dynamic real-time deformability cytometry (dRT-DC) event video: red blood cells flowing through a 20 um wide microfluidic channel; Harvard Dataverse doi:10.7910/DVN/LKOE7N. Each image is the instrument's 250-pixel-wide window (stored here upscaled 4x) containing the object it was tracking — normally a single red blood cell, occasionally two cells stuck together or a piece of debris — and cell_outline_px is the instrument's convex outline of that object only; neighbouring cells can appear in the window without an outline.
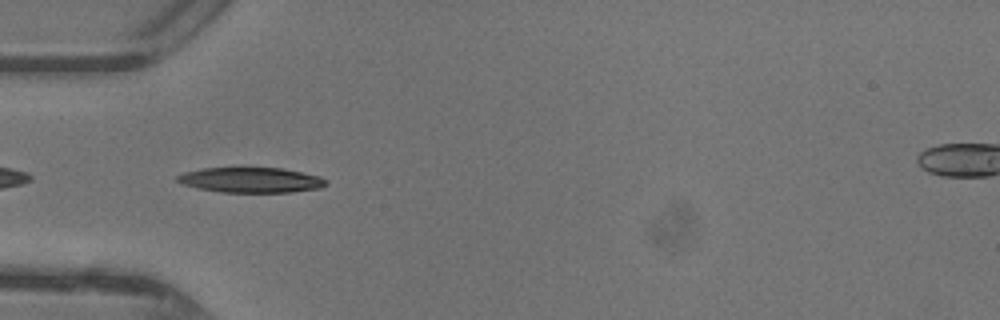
{"species": "common noctule bat (a hibernating species)", "species_latin": "Nyctalus noctula", "temperature_condition": "warm", "stored_images_in_passage": 34, "camera_frame_rate_fps": 3000, "um_per_image_px": 0.085, "animal": {"sex": "female"}, "frame": {"image": 1, "passage_image": 2, "time_ms": 0.333, "image_size_px": [1000, 320], "cell_outline_px": [[328, 184], [320, 188], [292, 192], [220, 192], [200, 188], [184, 184], [176, 180], [176, 176], [184, 172], [200, 168], [284, 168], [320, 176], [328, 180]], "centroid_in_image_um": [21.37, 15.29], "position_along_channel_um": 63.6, "area_um2": 21.85}}
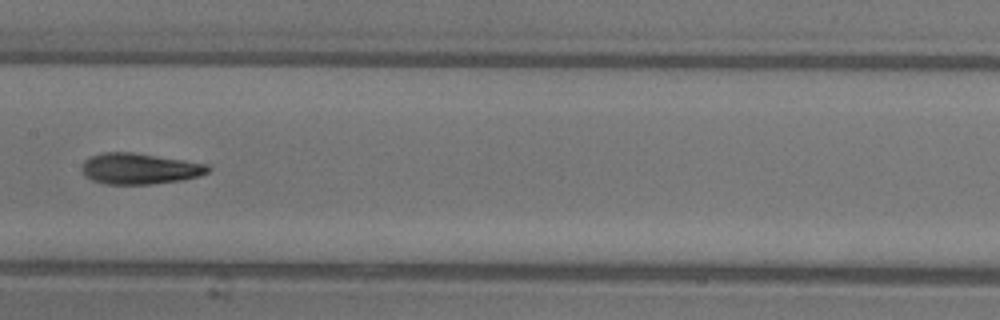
{"frame": {"image": 2, "passage_image": 11, "time_ms": 3.333, "image_size_px": [1000, 320], "cell_outline_px": [[212, 168], [208, 172], [196, 176], [180, 180], [152, 184], [104, 184], [92, 180], [84, 176], [80, 168], [84, 160], [88, 156], [104, 152], [132, 152], [184, 160], [208, 164]], "centroid_in_image_um": [11.8, 14.33], "position_along_channel_um": 195.6, "area_um2": 22.89}}
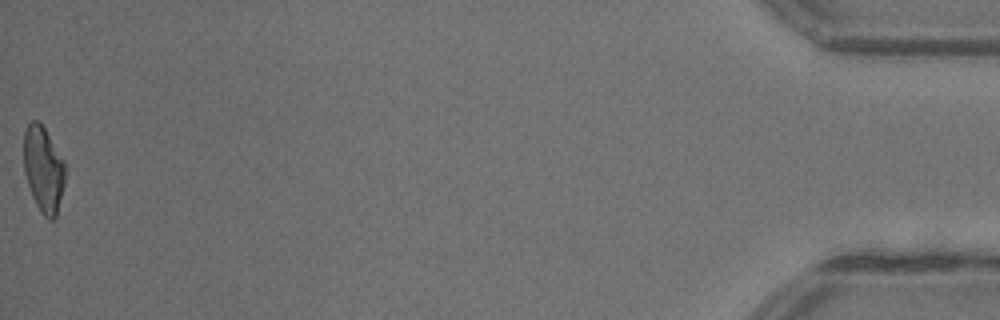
{"frame": {"image": 3, "passage_image": 34, "time_ms": 11.0, "image_size_px": [1000, 320], "cell_outline_px": [[64, 184], [56, 216], [52, 220], [48, 220], [40, 212], [32, 196], [24, 172], [24, 132], [28, 124], [32, 120], [36, 120], [44, 128], [64, 160]], "centroid_in_image_um": [3.68, 14.4], "position_along_channel_um": 431.5, "area_um2": 20.46}, "authors_computed_cell_mechanics": {"area_um2": 22.1663, "velocity_mm_per_s": 4.4158, "shape_relaxation_time_tau1_ms": 5.0219, "shape_relaxation_time_tau2_ms": 1.0657, "deformation_change_tau1": 0.2002, "deformation_change_tau2": 0.0911}}